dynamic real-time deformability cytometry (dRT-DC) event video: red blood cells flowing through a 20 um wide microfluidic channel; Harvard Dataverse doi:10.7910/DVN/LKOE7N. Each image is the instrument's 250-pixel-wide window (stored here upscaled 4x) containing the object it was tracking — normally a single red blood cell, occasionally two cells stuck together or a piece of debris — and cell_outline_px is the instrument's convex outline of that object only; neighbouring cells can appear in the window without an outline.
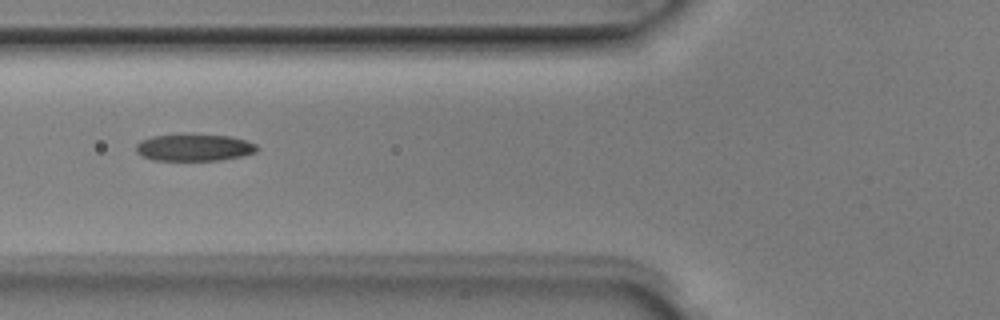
{"species": "Egyptian fruit bat (a non-hibernating species)", "species_latin": "Rousettus aegyptiacus", "temperature_condition": "room temperature", "stored_images_in_passage": 5, "camera_frame_rate_fps": 3000, "um_per_image_px": 0.085, "animal": {"sex": "male"}, "frame": {"image": 1, "passage_image": 5, "time_ms": 1.333, "image_size_px": [1000, 320], "cell_outline_px": [[260, 148], [256, 152], [240, 156], [220, 160], [152, 160], [140, 156], [136, 152], [136, 144], [140, 140], [152, 136], [180, 132], [232, 136], [256, 144]], "centroid_in_image_um": [16.46, 12.5], "position_along_channel_um": 109.3, "area_um2": 19.71}}